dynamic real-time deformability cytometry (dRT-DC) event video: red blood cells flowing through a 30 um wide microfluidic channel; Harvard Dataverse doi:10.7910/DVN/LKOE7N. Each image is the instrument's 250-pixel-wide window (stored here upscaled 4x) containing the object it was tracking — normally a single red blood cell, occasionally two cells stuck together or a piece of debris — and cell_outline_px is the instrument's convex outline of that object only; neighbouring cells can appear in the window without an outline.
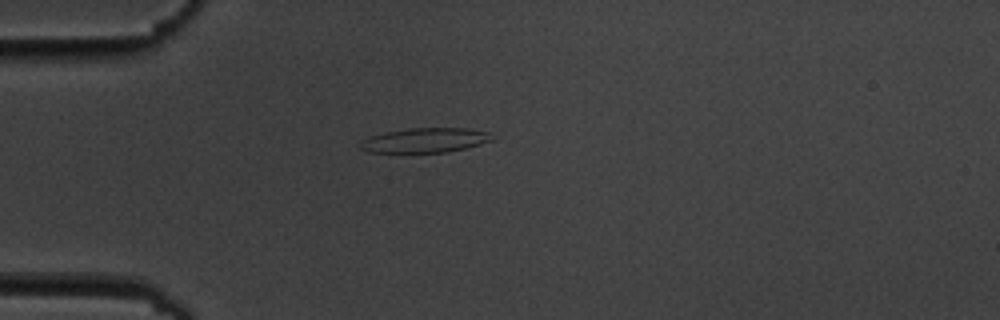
{"species": "common noctule bat (a hibernating species)", "species_latin": "Nyctalus noctula", "temperature_condition": "cold", "stored_images_in_passage": 1, "camera_frame_rate_fps": 3000, "um_per_image_px": 0.085, "animal": {"sex": "male", "body_mass_g": 19.5, "forearm_length_mm": 54.6}, "frame": {"image": 1, "passage_image": 1, "time_ms": 0.0, "image_size_px": [1000, 320], "cell_outline_px": [[492, 140], [480, 144], [464, 148], [444, 152], [368, 152], [360, 148], [360, 140], [384, 132], [408, 128], [468, 128], [488, 132]], "centroid_in_image_um": [36.08, 11.91], "position_along_channel_um": 48.9, "area_um2": 18.67}}